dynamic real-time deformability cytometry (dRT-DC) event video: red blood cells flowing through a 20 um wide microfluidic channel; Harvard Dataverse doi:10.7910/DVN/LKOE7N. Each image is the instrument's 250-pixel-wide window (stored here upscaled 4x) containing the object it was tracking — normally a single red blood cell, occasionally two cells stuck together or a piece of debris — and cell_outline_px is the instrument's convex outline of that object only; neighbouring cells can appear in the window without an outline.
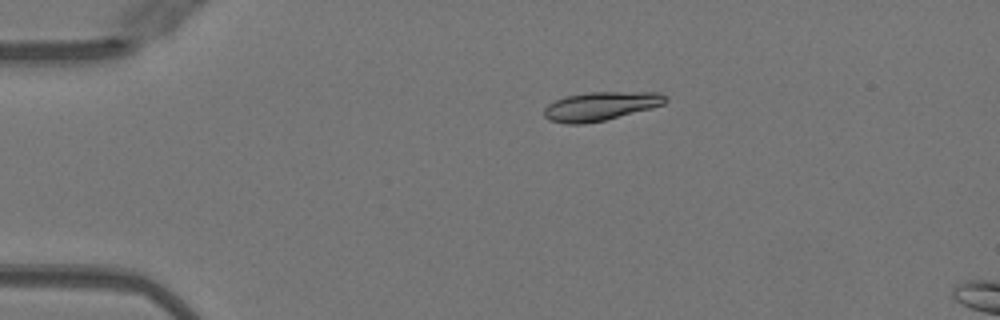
{"species": "Egyptian fruit bat (a non-hibernating species)", "species_latin": "Rousettus aegyptiacus", "temperature_condition": "warm", "stored_images_in_passage": 5, "camera_frame_rate_fps": 3000, "um_per_image_px": 0.085, "animal": {"sex": "female"}, "frame": {"image": 1, "passage_image": 1, "time_ms": 0.0, "image_size_px": [1000, 320], "cell_outline_px": [[668, 100], [664, 104], [652, 108], [604, 120], [584, 124], [564, 124], [548, 120], [544, 116], [544, 108], [548, 104], [564, 96], [588, 92], [660, 92], [668, 96]], "centroid_in_image_um": [51.05, 9.02], "position_along_channel_um": 33.9, "area_um2": 20.52}}